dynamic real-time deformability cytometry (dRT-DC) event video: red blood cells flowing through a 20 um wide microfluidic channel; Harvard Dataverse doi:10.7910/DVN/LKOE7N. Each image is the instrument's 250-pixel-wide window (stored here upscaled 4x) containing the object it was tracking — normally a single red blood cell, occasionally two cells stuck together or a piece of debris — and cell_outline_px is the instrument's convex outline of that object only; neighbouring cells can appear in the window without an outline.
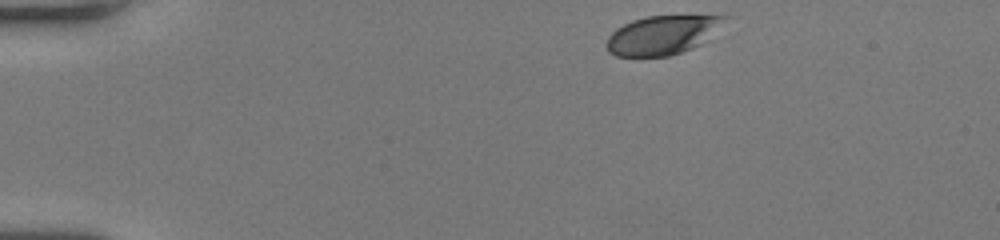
{"species": "human", "species_latin": "Homo sapiens", "temperature_condition": "room temperature", "stored_images_in_passage": 38, "camera_frame_rate_fps": 3000, "um_per_image_px": 0.085, "donor": {"sex": "female"}, "frame": {"image": 1, "passage_image": 1, "time_ms": 0.0, "image_size_px": [1000, 240], "cell_outline_px": [[728, 16], [700, 44], [692, 48], [668, 56], [616, 56], [608, 52], [608, 36], [616, 28], [632, 20], [648, 16]], "centroid_in_image_um": [56.21, 2.98], "position_along_channel_um": 28.8, "area_um2": 25.95}}
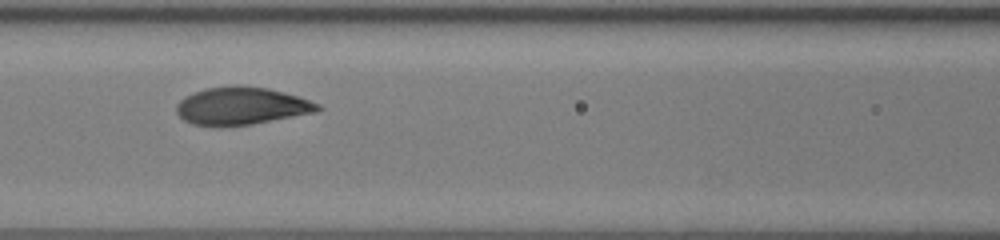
{"frame": {"image": 2, "passage_image": 16, "time_ms": 5.0, "image_size_px": [1000, 240], "cell_outline_px": [[324, 108], [316, 112], [252, 124], [216, 128], [192, 124], [184, 120], [176, 112], [176, 104], [184, 96], [204, 88], [236, 84], [268, 88], [296, 96], [320, 104]], "centroid_in_image_um": [20.47, 9.01], "position_along_channel_um": 146.1, "area_um2": 31.44}}
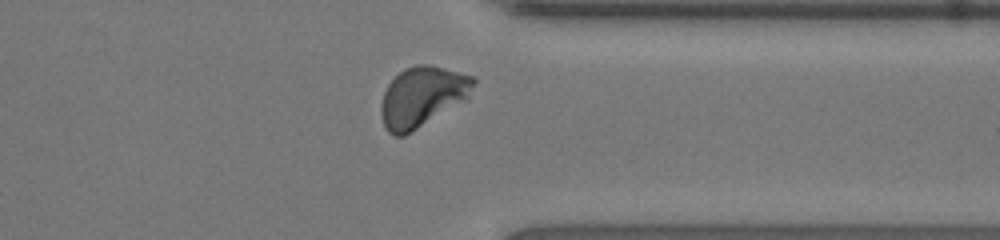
{"frame": {"image": 3, "passage_image": 33, "time_ms": 10.667, "image_size_px": [1000, 240], "cell_outline_px": [[476, 80], [468, 100], [404, 136], [392, 136], [384, 128], [380, 116], [380, 104], [384, 92], [388, 84], [404, 68], [416, 64], [428, 64], [444, 68], [472, 76]], "centroid_in_image_um": [35.88, 8.24], "position_along_channel_um": 375.5, "area_um2": 32.83}, "authors_computed_cell_mechanics": {"area_um2": 30.5762, "velocity_mm_per_s": 4.0668, "shape_relaxation_time_tau1_ms": 2.8643, "shape_relaxation_time_tau2_ms": null, "deformation_change_tau1": 0.1589, "deformation_change_tau2": null}}